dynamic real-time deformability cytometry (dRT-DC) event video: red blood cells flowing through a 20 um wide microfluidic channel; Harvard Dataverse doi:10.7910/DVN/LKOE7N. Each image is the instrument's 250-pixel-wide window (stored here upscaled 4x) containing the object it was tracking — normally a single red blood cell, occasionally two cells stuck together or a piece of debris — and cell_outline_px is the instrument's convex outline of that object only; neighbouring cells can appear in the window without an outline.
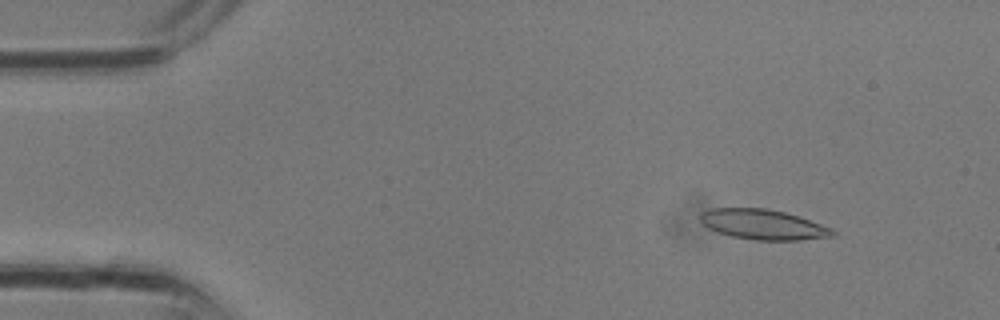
{"species": "common noctule bat (a hibernating species)", "species_latin": "Nyctalus noctula", "temperature_condition": "room temperature", "stored_images_in_passage": 22, "camera_frame_rate_fps": 3000, "um_per_image_px": 0.085, "animal": {"sex": "male", "body_mass_g": 13.3}, "frame": {"image": 1, "passage_image": 3, "time_ms": 0.667, "image_size_px": [1000, 320], "cell_outline_px": [[836, 236], [800, 240], [752, 240], [732, 236], [708, 228], [700, 220], [700, 212], [712, 208], [768, 208], [800, 216], [832, 228], [836, 232]], "centroid_in_image_um": [64.9, 19.08], "position_along_channel_um": 20.1, "area_um2": 23.35}}
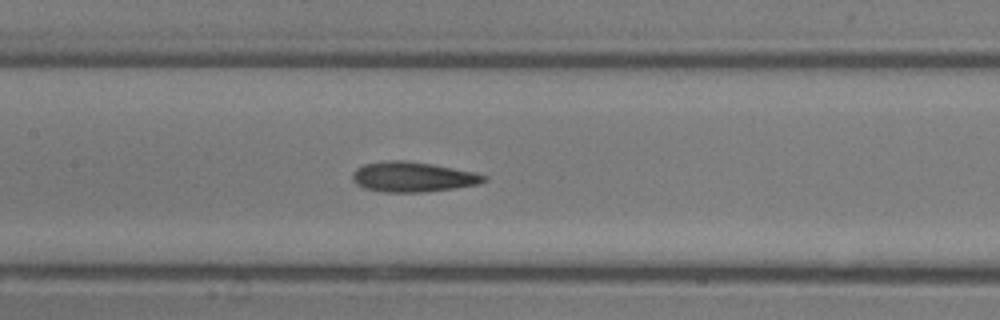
{"frame": {"image": 2, "passage_image": 14, "time_ms": 4.333, "image_size_px": [1000, 320], "cell_outline_px": [[488, 180], [476, 184], [456, 188], [420, 192], [384, 192], [364, 188], [356, 184], [352, 180], [352, 172], [356, 168], [364, 164], [384, 160], [408, 160], [432, 164], [476, 172], [488, 176]], "centroid_in_image_um": [35.07, 15.02], "position_along_channel_um": 172.3, "area_um2": 23.24}}
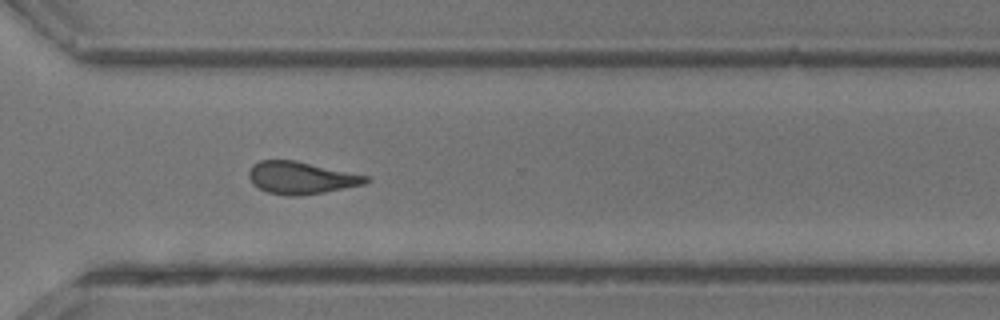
{"frame": {"image": 3, "passage_image": 22, "time_ms": 7.0, "image_size_px": [1000, 320], "cell_outline_px": [[368, 180], [364, 184], [324, 192], [300, 196], [288, 196], [268, 192], [252, 184], [248, 176], [248, 172], [252, 164], [260, 160], [296, 160], [368, 176]], "centroid_in_image_um": [25.54, 15.11], "position_along_channel_um": 345.1, "area_um2": 21.96}}